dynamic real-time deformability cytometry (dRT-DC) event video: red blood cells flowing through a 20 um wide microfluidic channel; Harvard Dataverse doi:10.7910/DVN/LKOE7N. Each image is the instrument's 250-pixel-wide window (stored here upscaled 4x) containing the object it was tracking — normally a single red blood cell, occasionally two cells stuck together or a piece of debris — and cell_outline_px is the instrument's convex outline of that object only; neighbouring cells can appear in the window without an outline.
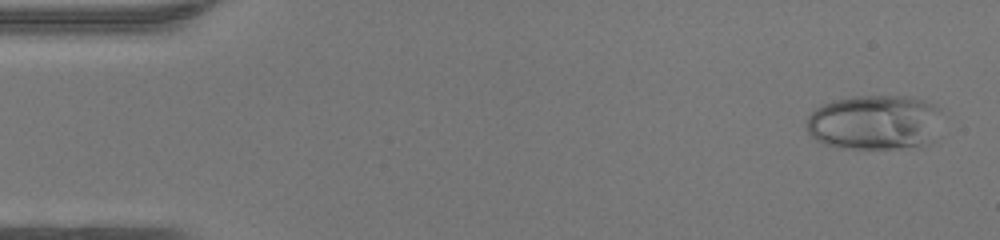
{"species": "human", "species_latin": "Homo sapiens", "temperature_condition": "warm", "stored_images_in_passage": 47, "camera_frame_rate_fps": 3000, "um_per_image_px": 0.085, "donor": {"sex": "female"}, "frame": {"image": 1, "passage_image": 2, "time_ms": 0.333, "image_size_px": [1000, 240], "cell_outline_px": [[940, 108], [920, 144], [900, 148], [844, 148], [824, 144], [816, 140], [808, 132], [808, 116], [816, 108], [832, 100], [852, 96], [908, 96], [924, 100], [936, 104]], "centroid_in_image_um": [74.15, 10.35], "position_along_channel_um": 10.8, "area_um2": 41.62}}
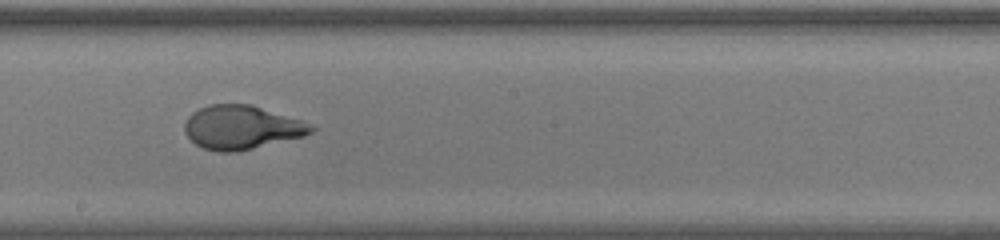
{"frame": {"image": 2, "passage_image": 26, "time_ms": 8.333, "image_size_px": [1000, 240], "cell_outline_px": [[316, 128], [312, 132], [304, 136], [236, 152], [216, 152], [204, 148], [196, 144], [184, 132], [184, 124], [188, 116], [192, 112], [208, 104], [252, 104], [300, 120]], "centroid_in_image_um": [20.5, 10.82], "position_along_channel_um": 227.7, "area_um2": 32.14}}
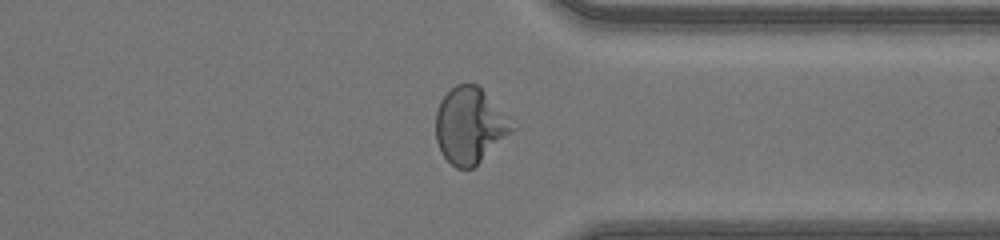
{"frame": {"image": 3, "passage_image": 36, "time_ms": 11.667, "image_size_px": [1000, 240], "cell_outline_px": [[516, 128], [472, 168], [456, 168], [440, 152], [436, 140], [436, 112], [440, 100], [456, 84], [476, 84], [508, 116]], "centroid_in_image_um": [39.91, 10.67], "position_along_channel_um": 371.5, "area_um2": 33.18}, "authors_computed_cell_mechanics": {"area_um2": 33.4084, "velocity_mm_per_s": 4.3901, "shape_relaxation_time_tau1_ms": 7.4033, "shape_relaxation_time_tau2_ms": null, "deformation_change_tau1": 0.3269, "deformation_change_tau2": null}}